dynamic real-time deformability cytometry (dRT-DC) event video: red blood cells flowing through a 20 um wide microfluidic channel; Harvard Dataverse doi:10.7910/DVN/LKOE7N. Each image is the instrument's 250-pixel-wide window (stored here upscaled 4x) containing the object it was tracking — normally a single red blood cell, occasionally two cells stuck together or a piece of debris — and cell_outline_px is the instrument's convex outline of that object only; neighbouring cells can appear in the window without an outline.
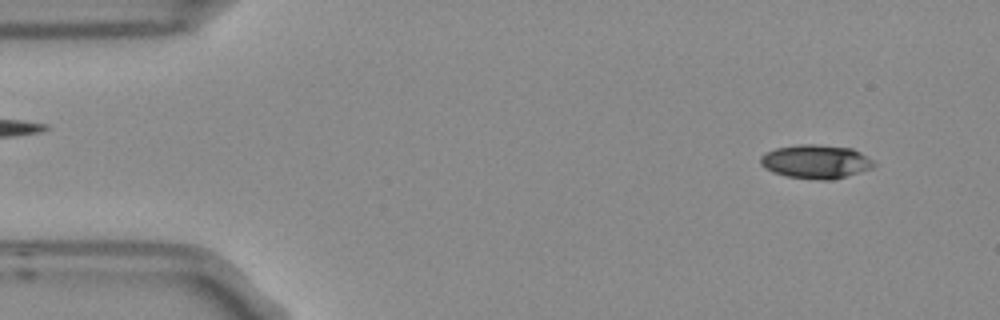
{"species": "Egyptian fruit bat (a non-hibernating species)", "species_latin": "Rousettus aegyptiacus", "temperature_condition": "room temperature", "stored_images_in_passage": 4, "camera_frame_rate_fps": 3000, "um_per_image_px": 0.085, "frame": {"image": 1, "passage_image": 1, "time_ms": 0.0, "image_size_px": [1000, 320], "cell_outline_px": [[876, 164], [872, 168], [832, 180], [820, 180], [788, 176], [772, 172], [764, 168], [760, 164], [760, 156], [764, 152], [776, 148], [800, 144], [816, 144], [852, 148], [860, 152], [872, 160]], "centroid_in_image_um": [69.31, 13.73], "position_along_channel_um": 15.7, "area_um2": 22.31}}
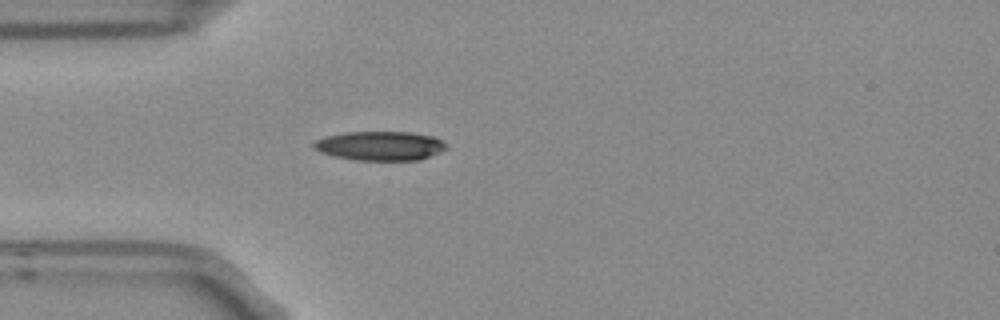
{"frame": {"image": 2, "passage_image": 4, "time_ms": 1.0, "image_size_px": [1000, 320], "cell_outline_px": [[448, 148], [440, 152], [420, 160], [356, 160], [336, 156], [320, 152], [312, 148], [312, 144], [316, 140], [324, 136], [348, 132], [408, 132], [432, 136], [444, 140], [448, 144]], "centroid_in_image_um": [32.33, 12.39], "position_along_channel_um": 52.7, "area_um2": 22.66}}